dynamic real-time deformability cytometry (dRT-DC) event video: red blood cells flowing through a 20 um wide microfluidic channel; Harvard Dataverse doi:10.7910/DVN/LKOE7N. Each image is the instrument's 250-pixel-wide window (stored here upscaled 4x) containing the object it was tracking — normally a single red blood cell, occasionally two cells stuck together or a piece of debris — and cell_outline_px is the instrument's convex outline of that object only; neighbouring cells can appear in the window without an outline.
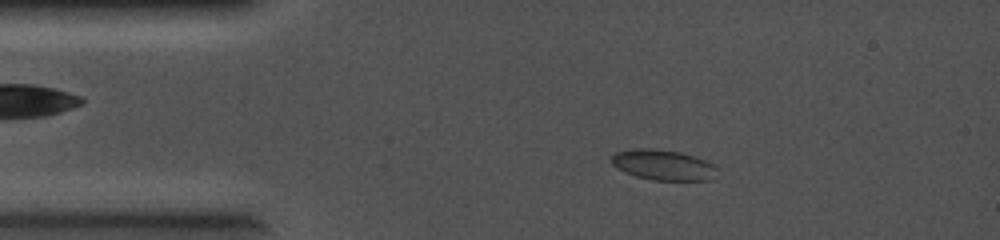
{"species": "common noctule bat (a hibernating species)", "species_latin": "Nyctalus noctula", "temperature_condition": "cold", "stored_images_in_passage": 65, "camera_frame_rate_fps": 5000, "um_per_image_px": 0.085, "animal": {"sex": "female", "body_mass_g": 19.0, "forearm_length_mm": 56.7}, "frame": {"image": 1, "passage_image": 11, "time_ms": 2.0, "image_size_px": [1000, 240], "cell_outline_px": [[720, 168], [708, 180], [652, 180], [636, 176], [624, 172], [612, 164], [612, 156], [616, 152], [636, 148], [652, 148], [680, 152], [716, 164]], "centroid_in_image_um": [56.38, 14.02], "position_along_channel_um": 28.6, "area_um2": 18.67}}
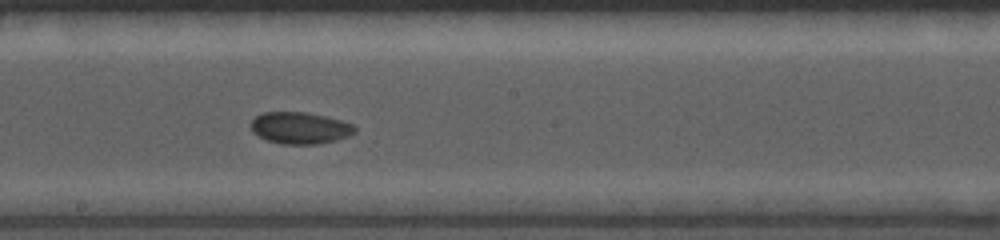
{"frame": {"image": 2, "passage_image": 36, "time_ms": 7.0, "image_size_px": [1000, 240], "cell_outline_px": [[356, 132], [348, 136], [336, 140], [316, 144], [284, 144], [268, 140], [252, 132], [252, 120], [256, 116], [264, 112], [304, 112], [324, 116], [340, 120], [352, 124], [356, 128]], "centroid_in_image_um": [25.51, 10.87], "position_along_channel_um": 222.7, "area_um2": 18.96}}
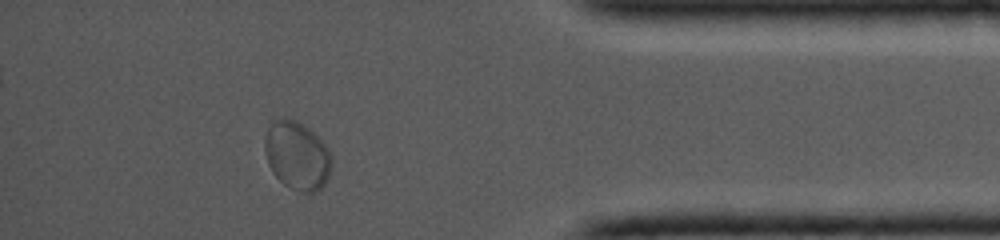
{"frame": {"image": 3, "passage_image": 58, "time_ms": 11.4, "image_size_px": [1000, 240], "cell_outline_px": [[332, 164], [328, 176], [324, 184], [316, 192], [300, 192], [284, 184], [272, 172], [268, 164], [264, 148], [264, 136], [268, 128], [280, 116], [284, 116], [308, 128], [324, 144], [332, 156]], "centroid_in_image_um": [25.23, 13.23], "position_along_channel_um": 410.0, "area_um2": 26.41}}